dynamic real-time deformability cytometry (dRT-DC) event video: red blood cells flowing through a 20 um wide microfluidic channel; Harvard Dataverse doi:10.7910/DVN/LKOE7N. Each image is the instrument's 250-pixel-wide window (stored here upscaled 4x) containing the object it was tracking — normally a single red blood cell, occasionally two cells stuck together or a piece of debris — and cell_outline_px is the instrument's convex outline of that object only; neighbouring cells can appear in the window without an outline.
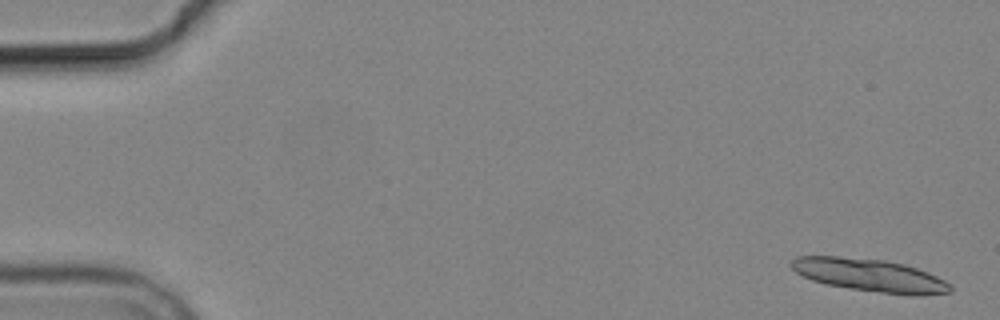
{"species": "common noctule bat (a hibernating species)", "species_latin": "Nyctalus noctula", "temperature_condition": "cold", "stored_images_in_passage": 5, "camera_frame_rate_fps": 3000, "um_per_image_px": 0.085, "animal": {"sex": "male", "body_mass_g": 19.2, "forearm_length_mm": 51.8}, "frame": {"image": 1, "passage_image": 1, "time_ms": 0.0, "image_size_px": [1000, 320], "cell_outline_px": [[952, 288], [948, 292], [920, 296], [908, 296], [848, 288], [824, 284], [812, 280], [796, 272], [792, 268], [792, 260], [796, 256], [836, 256], [884, 260], [904, 264], [928, 272], [952, 284]], "centroid_in_image_um": [73.96, 23.41], "position_along_channel_um": 11.0, "area_um2": 30.4}}